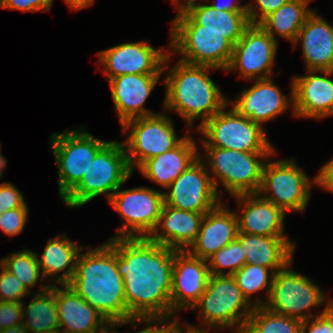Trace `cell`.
<instances>
[{"label": "cell", "instance_id": "6da1fadb", "mask_svg": "<svg viewBox=\"0 0 333 333\" xmlns=\"http://www.w3.org/2000/svg\"><path fill=\"white\" fill-rule=\"evenodd\" d=\"M175 251L148 237L116 238V266L132 318L172 317Z\"/></svg>", "mask_w": 333, "mask_h": 333}, {"label": "cell", "instance_id": "7a4b0ae2", "mask_svg": "<svg viewBox=\"0 0 333 333\" xmlns=\"http://www.w3.org/2000/svg\"><path fill=\"white\" fill-rule=\"evenodd\" d=\"M170 53L181 61L226 70L234 45L251 25L247 11H217L210 4H195L171 23ZM173 50V51H171Z\"/></svg>", "mask_w": 333, "mask_h": 333}, {"label": "cell", "instance_id": "3957f363", "mask_svg": "<svg viewBox=\"0 0 333 333\" xmlns=\"http://www.w3.org/2000/svg\"><path fill=\"white\" fill-rule=\"evenodd\" d=\"M112 325L128 321L123 278L116 266V238L78 255L68 284Z\"/></svg>", "mask_w": 333, "mask_h": 333}, {"label": "cell", "instance_id": "277c9868", "mask_svg": "<svg viewBox=\"0 0 333 333\" xmlns=\"http://www.w3.org/2000/svg\"><path fill=\"white\" fill-rule=\"evenodd\" d=\"M205 65H194L181 60L165 77V110H174L192 126L194 119H201L198 128L228 105V100L208 76ZM207 71V72H206Z\"/></svg>", "mask_w": 333, "mask_h": 333}, {"label": "cell", "instance_id": "5b68a950", "mask_svg": "<svg viewBox=\"0 0 333 333\" xmlns=\"http://www.w3.org/2000/svg\"><path fill=\"white\" fill-rule=\"evenodd\" d=\"M123 143L108 141L94 157L81 181L62 199L69 207H81L105 193L109 200L132 174Z\"/></svg>", "mask_w": 333, "mask_h": 333}, {"label": "cell", "instance_id": "8992f818", "mask_svg": "<svg viewBox=\"0 0 333 333\" xmlns=\"http://www.w3.org/2000/svg\"><path fill=\"white\" fill-rule=\"evenodd\" d=\"M249 303L232 275H209L204 293L192 307L201 308V323L208 328H245L254 307L264 306L260 300ZM251 305V306H250Z\"/></svg>", "mask_w": 333, "mask_h": 333}, {"label": "cell", "instance_id": "52a82bcc", "mask_svg": "<svg viewBox=\"0 0 333 333\" xmlns=\"http://www.w3.org/2000/svg\"><path fill=\"white\" fill-rule=\"evenodd\" d=\"M204 148L209 161L208 166L215 176L212 179L214 186L218 189L220 182L232 196L257 193L262 181L265 160L275 154V152H240L218 147Z\"/></svg>", "mask_w": 333, "mask_h": 333}, {"label": "cell", "instance_id": "ba28073f", "mask_svg": "<svg viewBox=\"0 0 333 333\" xmlns=\"http://www.w3.org/2000/svg\"><path fill=\"white\" fill-rule=\"evenodd\" d=\"M223 107L198 130L205 136L203 147H218L240 152H275L262 125L252 122L234 108Z\"/></svg>", "mask_w": 333, "mask_h": 333}, {"label": "cell", "instance_id": "9c48e42d", "mask_svg": "<svg viewBox=\"0 0 333 333\" xmlns=\"http://www.w3.org/2000/svg\"><path fill=\"white\" fill-rule=\"evenodd\" d=\"M58 166L59 196L63 199L82 179L98 151L108 142L94 138L86 130H68L51 135Z\"/></svg>", "mask_w": 333, "mask_h": 333}, {"label": "cell", "instance_id": "30bf717a", "mask_svg": "<svg viewBox=\"0 0 333 333\" xmlns=\"http://www.w3.org/2000/svg\"><path fill=\"white\" fill-rule=\"evenodd\" d=\"M291 265L292 262L274 274L264 307L273 313L301 322L312 317L314 319V315H306L304 311L325 302L324 293L310 279L290 270Z\"/></svg>", "mask_w": 333, "mask_h": 333}, {"label": "cell", "instance_id": "8fae6325", "mask_svg": "<svg viewBox=\"0 0 333 333\" xmlns=\"http://www.w3.org/2000/svg\"><path fill=\"white\" fill-rule=\"evenodd\" d=\"M121 126L125 131L132 127L126 142H122L132 171L146 160L173 149L184 138H177L172 119L165 113L133 118Z\"/></svg>", "mask_w": 333, "mask_h": 333}, {"label": "cell", "instance_id": "7c38bea8", "mask_svg": "<svg viewBox=\"0 0 333 333\" xmlns=\"http://www.w3.org/2000/svg\"><path fill=\"white\" fill-rule=\"evenodd\" d=\"M108 201L124 218L113 238L149 237L158 224L164 193L146 187L120 191L119 187Z\"/></svg>", "mask_w": 333, "mask_h": 333}, {"label": "cell", "instance_id": "4fadbf2b", "mask_svg": "<svg viewBox=\"0 0 333 333\" xmlns=\"http://www.w3.org/2000/svg\"><path fill=\"white\" fill-rule=\"evenodd\" d=\"M311 182L293 160L266 161L257 193L284 212H301L306 208L311 186L317 183V177ZM266 192L271 195L265 196Z\"/></svg>", "mask_w": 333, "mask_h": 333}, {"label": "cell", "instance_id": "5bb4252c", "mask_svg": "<svg viewBox=\"0 0 333 333\" xmlns=\"http://www.w3.org/2000/svg\"><path fill=\"white\" fill-rule=\"evenodd\" d=\"M199 157L164 193V204L176 209L206 214L221 204L209 171Z\"/></svg>", "mask_w": 333, "mask_h": 333}, {"label": "cell", "instance_id": "9a60e30c", "mask_svg": "<svg viewBox=\"0 0 333 333\" xmlns=\"http://www.w3.org/2000/svg\"><path fill=\"white\" fill-rule=\"evenodd\" d=\"M164 48L155 49L148 42H131L116 45L98 52V56L108 81L126 74H162L169 65L171 53H163Z\"/></svg>", "mask_w": 333, "mask_h": 333}, {"label": "cell", "instance_id": "2e32d148", "mask_svg": "<svg viewBox=\"0 0 333 333\" xmlns=\"http://www.w3.org/2000/svg\"><path fill=\"white\" fill-rule=\"evenodd\" d=\"M277 41L258 24H251L234 45L226 71L239 70L246 79H268L276 56Z\"/></svg>", "mask_w": 333, "mask_h": 333}, {"label": "cell", "instance_id": "e0dca14e", "mask_svg": "<svg viewBox=\"0 0 333 333\" xmlns=\"http://www.w3.org/2000/svg\"><path fill=\"white\" fill-rule=\"evenodd\" d=\"M206 262L187 250L175 251L170 295L172 317L182 308L192 309L204 293L210 275Z\"/></svg>", "mask_w": 333, "mask_h": 333}, {"label": "cell", "instance_id": "ac0fdd59", "mask_svg": "<svg viewBox=\"0 0 333 333\" xmlns=\"http://www.w3.org/2000/svg\"><path fill=\"white\" fill-rule=\"evenodd\" d=\"M308 75L294 77L293 114L297 117L322 119L333 115V71L307 70ZM321 72L325 76L316 75Z\"/></svg>", "mask_w": 333, "mask_h": 333}, {"label": "cell", "instance_id": "d6986e66", "mask_svg": "<svg viewBox=\"0 0 333 333\" xmlns=\"http://www.w3.org/2000/svg\"><path fill=\"white\" fill-rule=\"evenodd\" d=\"M160 76L161 74H126L108 81L121 125L133 118L157 114L143 106Z\"/></svg>", "mask_w": 333, "mask_h": 333}, {"label": "cell", "instance_id": "ffe728a7", "mask_svg": "<svg viewBox=\"0 0 333 333\" xmlns=\"http://www.w3.org/2000/svg\"><path fill=\"white\" fill-rule=\"evenodd\" d=\"M62 286L64 289L56 286L59 332L116 333L107 330V327L113 328V326L71 286L68 284Z\"/></svg>", "mask_w": 333, "mask_h": 333}, {"label": "cell", "instance_id": "44dd1931", "mask_svg": "<svg viewBox=\"0 0 333 333\" xmlns=\"http://www.w3.org/2000/svg\"><path fill=\"white\" fill-rule=\"evenodd\" d=\"M291 93L292 101H288L270 78L258 79L251 88L243 90L232 104L239 114L262 125L287 110L289 102L293 106V82Z\"/></svg>", "mask_w": 333, "mask_h": 333}, {"label": "cell", "instance_id": "7402d4cb", "mask_svg": "<svg viewBox=\"0 0 333 333\" xmlns=\"http://www.w3.org/2000/svg\"><path fill=\"white\" fill-rule=\"evenodd\" d=\"M226 208L221 203L205 214L196 240L187 249L192 256L207 261L237 238V214Z\"/></svg>", "mask_w": 333, "mask_h": 333}, {"label": "cell", "instance_id": "603a6c76", "mask_svg": "<svg viewBox=\"0 0 333 333\" xmlns=\"http://www.w3.org/2000/svg\"><path fill=\"white\" fill-rule=\"evenodd\" d=\"M238 203L244 206L241 217L237 214L240 233L261 236H285V212L258 193L235 196Z\"/></svg>", "mask_w": 333, "mask_h": 333}, {"label": "cell", "instance_id": "cb8c5ba5", "mask_svg": "<svg viewBox=\"0 0 333 333\" xmlns=\"http://www.w3.org/2000/svg\"><path fill=\"white\" fill-rule=\"evenodd\" d=\"M299 39L306 71H333V25L321 18L316 9L307 17L293 45Z\"/></svg>", "mask_w": 333, "mask_h": 333}, {"label": "cell", "instance_id": "d4e9b609", "mask_svg": "<svg viewBox=\"0 0 333 333\" xmlns=\"http://www.w3.org/2000/svg\"><path fill=\"white\" fill-rule=\"evenodd\" d=\"M205 214L163 205L151 241L176 250H187L196 240ZM162 231L159 232L158 228Z\"/></svg>", "mask_w": 333, "mask_h": 333}, {"label": "cell", "instance_id": "484cf974", "mask_svg": "<svg viewBox=\"0 0 333 333\" xmlns=\"http://www.w3.org/2000/svg\"><path fill=\"white\" fill-rule=\"evenodd\" d=\"M246 258V264L267 267L272 273L284 269L293 260L295 245L286 236L237 234Z\"/></svg>", "mask_w": 333, "mask_h": 333}, {"label": "cell", "instance_id": "4316f807", "mask_svg": "<svg viewBox=\"0 0 333 333\" xmlns=\"http://www.w3.org/2000/svg\"><path fill=\"white\" fill-rule=\"evenodd\" d=\"M195 141L190 136L173 149L146 160L138 169L149 180L165 189L199 157Z\"/></svg>", "mask_w": 333, "mask_h": 333}, {"label": "cell", "instance_id": "83f0119b", "mask_svg": "<svg viewBox=\"0 0 333 333\" xmlns=\"http://www.w3.org/2000/svg\"><path fill=\"white\" fill-rule=\"evenodd\" d=\"M82 247L75 244L74 241L68 239L65 234L55 238H50L45 246L42 258L37 255V261L42 269L41 280L49 276H56L58 272L65 270L62 275L54 279L55 283L61 285L69 284L76 271V262Z\"/></svg>", "mask_w": 333, "mask_h": 333}, {"label": "cell", "instance_id": "f1b7e54d", "mask_svg": "<svg viewBox=\"0 0 333 333\" xmlns=\"http://www.w3.org/2000/svg\"><path fill=\"white\" fill-rule=\"evenodd\" d=\"M22 316V325L29 333L59 332L56 285L42 286L41 291L35 293L28 307L23 308Z\"/></svg>", "mask_w": 333, "mask_h": 333}, {"label": "cell", "instance_id": "f546056e", "mask_svg": "<svg viewBox=\"0 0 333 333\" xmlns=\"http://www.w3.org/2000/svg\"><path fill=\"white\" fill-rule=\"evenodd\" d=\"M311 0H289L278 10L264 17L258 25L274 39L275 34L295 42L299 30L313 10L307 8Z\"/></svg>", "mask_w": 333, "mask_h": 333}, {"label": "cell", "instance_id": "4dcf8cb0", "mask_svg": "<svg viewBox=\"0 0 333 333\" xmlns=\"http://www.w3.org/2000/svg\"><path fill=\"white\" fill-rule=\"evenodd\" d=\"M302 322L276 314L264 306L254 307L245 329L249 333H301Z\"/></svg>", "mask_w": 333, "mask_h": 333}, {"label": "cell", "instance_id": "1f68e13d", "mask_svg": "<svg viewBox=\"0 0 333 333\" xmlns=\"http://www.w3.org/2000/svg\"><path fill=\"white\" fill-rule=\"evenodd\" d=\"M0 263L17 277L29 292L41 275L37 254L30 250L15 252L11 256L2 258Z\"/></svg>", "mask_w": 333, "mask_h": 333}, {"label": "cell", "instance_id": "d6a6232c", "mask_svg": "<svg viewBox=\"0 0 333 333\" xmlns=\"http://www.w3.org/2000/svg\"><path fill=\"white\" fill-rule=\"evenodd\" d=\"M268 270L269 268L258 266L256 264H245L240 270L236 271L232 275L235 278L237 286L240 288L242 294L249 303H251L250 298L252 293L258 292L259 290L265 288L267 290L266 294L268 299L273 276L275 274L271 273V278L268 280Z\"/></svg>", "mask_w": 333, "mask_h": 333}, {"label": "cell", "instance_id": "836d02e7", "mask_svg": "<svg viewBox=\"0 0 333 333\" xmlns=\"http://www.w3.org/2000/svg\"><path fill=\"white\" fill-rule=\"evenodd\" d=\"M207 263L211 275H233L246 264L240 241L237 238L231 241L227 246L213 254ZM225 267L229 268L228 273H224L222 268Z\"/></svg>", "mask_w": 333, "mask_h": 333}, {"label": "cell", "instance_id": "e575fe53", "mask_svg": "<svg viewBox=\"0 0 333 333\" xmlns=\"http://www.w3.org/2000/svg\"><path fill=\"white\" fill-rule=\"evenodd\" d=\"M0 267L2 268L0 273V301L22 302L20 299L30 294V292L16 276L8 271L1 263Z\"/></svg>", "mask_w": 333, "mask_h": 333}, {"label": "cell", "instance_id": "d590c367", "mask_svg": "<svg viewBox=\"0 0 333 333\" xmlns=\"http://www.w3.org/2000/svg\"><path fill=\"white\" fill-rule=\"evenodd\" d=\"M170 318L171 317L131 318L126 322L114 325L113 328L116 327V326L119 327V325L121 326V325L129 324V323L134 324L135 322H136L135 325L138 326L139 322L140 323L145 322L146 323V325H145L146 329L144 328V329L140 330L137 333H182V329L180 327L179 320H177L175 318H174V320L169 322V324L163 325L166 322V319L168 321ZM152 324L153 325L156 324V326L151 327Z\"/></svg>", "mask_w": 333, "mask_h": 333}, {"label": "cell", "instance_id": "8d00e7d4", "mask_svg": "<svg viewBox=\"0 0 333 333\" xmlns=\"http://www.w3.org/2000/svg\"><path fill=\"white\" fill-rule=\"evenodd\" d=\"M28 207H21L8 210L0 214V229L4 234L16 236L24 230L28 220Z\"/></svg>", "mask_w": 333, "mask_h": 333}, {"label": "cell", "instance_id": "74e56055", "mask_svg": "<svg viewBox=\"0 0 333 333\" xmlns=\"http://www.w3.org/2000/svg\"><path fill=\"white\" fill-rule=\"evenodd\" d=\"M312 319L302 322L301 333H333V302L328 301L323 312L310 323Z\"/></svg>", "mask_w": 333, "mask_h": 333}, {"label": "cell", "instance_id": "f35d334b", "mask_svg": "<svg viewBox=\"0 0 333 333\" xmlns=\"http://www.w3.org/2000/svg\"><path fill=\"white\" fill-rule=\"evenodd\" d=\"M24 303L0 301V330L21 325Z\"/></svg>", "mask_w": 333, "mask_h": 333}, {"label": "cell", "instance_id": "ab89813d", "mask_svg": "<svg viewBox=\"0 0 333 333\" xmlns=\"http://www.w3.org/2000/svg\"><path fill=\"white\" fill-rule=\"evenodd\" d=\"M21 207H27L21 192L9 182L0 184V214Z\"/></svg>", "mask_w": 333, "mask_h": 333}, {"label": "cell", "instance_id": "60d3db41", "mask_svg": "<svg viewBox=\"0 0 333 333\" xmlns=\"http://www.w3.org/2000/svg\"><path fill=\"white\" fill-rule=\"evenodd\" d=\"M289 0H255L257 8H253L252 4H245L246 11L251 24H258L268 14L278 10L283 4ZM260 11V13H259Z\"/></svg>", "mask_w": 333, "mask_h": 333}, {"label": "cell", "instance_id": "b9f144b4", "mask_svg": "<svg viewBox=\"0 0 333 333\" xmlns=\"http://www.w3.org/2000/svg\"><path fill=\"white\" fill-rule=\"evenodd\" d=\"M53 0H0V8L20 11H48Z\"/></svg>", "mask_w": 333, "mask_h": 333}, {"label": "cell", "instance_id": "7bdbcfd3", "mask_svg": "<svg viewBox=\"0 0 333 333\" xmlns=\"http://www.w3.org/2000/svg\"><path fill=\"white\" fill-rule=\"evenodd\" d=\"M316 177L317 184L333 192V159L321 167Z\"/></svg>", "mask_w": 333, "mask_h": 333}, {"label": "cell", "instance_id": "ee69618b", "mask_svg": "<svg viewBox=\"0 0 333 333\" xmlns=\"http://www.w3.org/2000/svg\"><path fill=\"white\" fill-rule=\"evenodd\" d=\"M212 7H214L217 11L219 10H226V11H246V5H241L239 6V4H235L234 2H226L225 0L222 1L221 3H216L213 2V4H211Z\"/></svg>", "mask_w": 333, "mask_h": 333}, {"label": "cell", "instance_id": "f6af8a7d", "mask_svg": "<svg viewBox=\"0 0 333 333\" xmlns=\"http://www.w3.org/2000/svg\"><path fill=\"white\" fill-rule=\"evenodd\" d=\"M68 3L69 7L74 10H80L85 7L91 6L94 0H64Z\"/></svg>", "mask_w": 333, "mask_h": 333}, {"label": "cell", "instance_id": "bcb514c9", "mask_svg": "<svg viewBox=\"0 0 333 333\" xmlns=\"http://www.w3.org/2000/svg\"><path fill=\"white\" fill-rule=\"evenodd\" d=\"M185 3L183 4H180V0H173L174 3H176L178 6L177 8L179 9L178 10V14L179 13H182V12H185L186 10H188L191 6L195 5L196 3V0H184ZM208 1V0H207Z\"/></svg>", "mask_w": 333, "mask_h": 333}, {"label": "cell", "instance_id": "7dc6e473", "mask_svg": "<svg viewBox=\"0 0 333 333\" xmlns=\"http://www.w3.org/2000/svg\"><path fill=\"white\" fill-rule=\"evenodd\" d=\"M1 333H29L25 330V328L23 327V325H16V326H12L9 327L7 329H3L1 330Z\"/></svg>", "mask_w": 333, "mask_h": 333}, {"label": "cell", "instance_id": "c3c4849f", "mask_svg": "<svg viewBox=\"0 0 333 333\" xmlns=\"http://www.w3.org/2000/svg\"><path fill=\"white\" fill-rule=\"evenodd\" d=\"M209 330L210 329L205 331L203 329L201 330L200 328L198 329L195 326L192 327L190 325H187L185 332H182V333H210Z\"/></svg>", "mask_w": 333, "mask_h": 333}, {"label": "cell", "instance_id": "681fc988", "mask_svg": "<svg viewBox=\"0 0 333 333\" xmlns=\"http://www.w3.org/2000/svg\"><path fill=\"white\" fill-rule=\"evenodd\" d=\"M7 165V160L3 155H1V145H0V177L2 176V170Z\"/></svg>", "mask_w": 333, "mask_h": 333}, {"label": "cell", "instance_id": "f907efd6", "mask_svg": "<svg viewBox=\"0 0 333 333\" xmlns=\"http://www.w3.org/2000/svg\"><path fill=\"white\" fill-rule=\"evenodd\" d=\"M233 333H249V332L245 328H243V329H240L239 331L233 332Z\"/></svg>", "mask_w": 333, "mask_h": 333}, {"label": "cell", "instance_id": "816d5d0a", "mask_svg": "<svg viewBox=\"0 0 333 333\" xmlns=\"http://www.w3.org/2000/svg\"><path fill=\"white\" fill-rule=\"evenodd\" d=\"M59 333H79V332H59Z\"/></svg>", "mask_w": 333, "mask_h": 333}, {"label": "cell", "instance_id": "f5cc1de1", "mask_svg": "<svg viewBox=\"0 0 333 333\" xmlns=\"http://www.w3.org/2000/svg\"><path fill=\"white\" fill-rule=\"evenodd\" d=\"M37 333H49V332H37ZM52 333H59V332H52Z\"/></svg>", "mask_w": 333, "mask_h": 333}]
</instances>
